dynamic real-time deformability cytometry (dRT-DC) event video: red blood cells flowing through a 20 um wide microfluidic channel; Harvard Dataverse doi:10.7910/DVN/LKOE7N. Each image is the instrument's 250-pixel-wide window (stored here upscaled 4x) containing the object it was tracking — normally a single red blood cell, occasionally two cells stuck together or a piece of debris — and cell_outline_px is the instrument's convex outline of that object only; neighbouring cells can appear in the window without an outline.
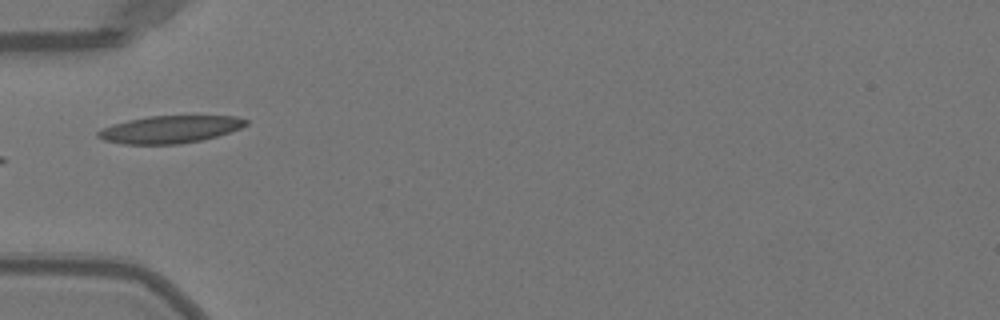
{"species": "Egyptian fruit bat (a non-hibernating species)", "species_latin": "Rousettus aegyptiacus", "temperature_condition": "warm", "stored_images_in_passage": 35, "camera_frame_rate_fps": 3000, "um_per_image_px": 0.085, "animal": {"sex": "female"}, "frame": {"image": 1, "passage_image": 1, "time_ms": 0.0, "image_size_px": [1000, 320], "cell_outline_px": [[248, 124], [240, 128], [216, 136], [200, 140], [180, 144], [124, 144], [104, 140], [96, 136], [96, 132], [112, 124], [128, 120], [148, 116], [236, 116], [248, 120]], "centroid_in_image_um": [14.43, 10.99], "position_along_channel_um": 70.6, "area_um2": 23.47}, "authors_computed_cell_mechanics": {"area_um2": 21.097, "velocity_mm_per_s": 4.0458, "shape_relaxation_time_tau1_ms": 4.2113, "shape_relaxation_time_tau2_ms": 0.8772, "deformation_change_tau1": 0.133, "deformation_change_tau2": 0.066}}